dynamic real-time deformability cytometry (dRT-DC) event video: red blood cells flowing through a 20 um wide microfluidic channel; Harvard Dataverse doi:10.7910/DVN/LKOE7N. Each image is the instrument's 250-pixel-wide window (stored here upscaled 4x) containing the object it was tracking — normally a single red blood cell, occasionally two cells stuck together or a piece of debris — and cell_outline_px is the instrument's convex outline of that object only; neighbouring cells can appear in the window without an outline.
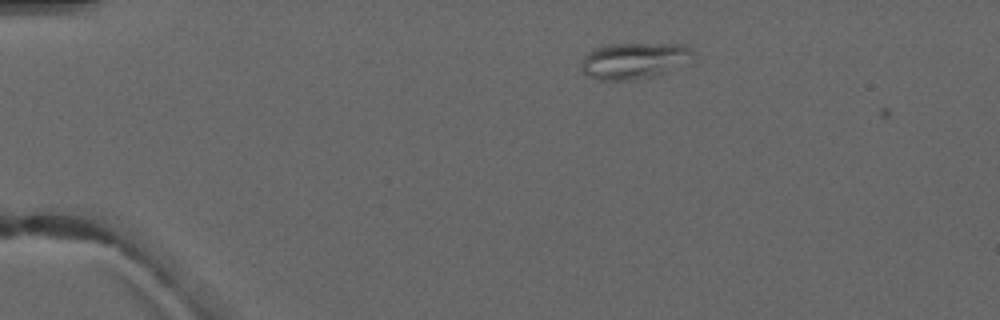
{"species": "common noctule bat (a hibernating species)", "species_latin": "Nyctalus noctula", "temperature_condition": "warm", "stored_images_in_passage": 4, "camera_frame_rate_fps": 3000, "um_per_image_px": 0.085, "animal": {"sex": "male", "forearm_length_mm": 52.5}, "frame": {"image": 1, "passage_image": 3, "time_ms": 2.333, "image_size_px": [1000, 320], "cell_outline_px": [[696, 52], [692, 60], [660, 72], [648, 76], [628, 80], [596, 80], [588, 76], [584, 72], [580, 64], [580, 60], [588, 52], [596, 48], [612, 44], [684, 44], [692, 48]], "centroid_in_image_um": [53.87, 5.13], "position_along_channel_um": 31.1, "area_um2": 23.24}}